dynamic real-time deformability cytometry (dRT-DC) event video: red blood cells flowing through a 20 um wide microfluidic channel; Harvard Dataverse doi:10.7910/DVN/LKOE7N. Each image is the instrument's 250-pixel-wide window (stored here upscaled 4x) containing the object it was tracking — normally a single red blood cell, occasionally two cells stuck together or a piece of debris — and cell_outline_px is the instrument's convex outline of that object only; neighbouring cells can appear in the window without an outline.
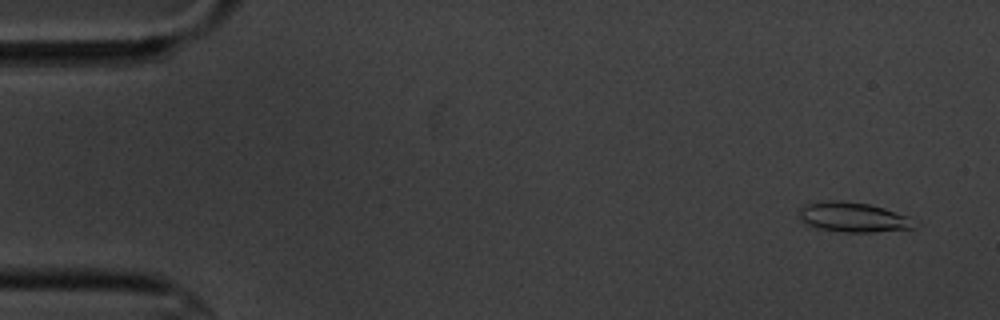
{"species": "common noctule bat (a hibernating species)", "species_latin": "Nyctalus noctula", "temperature_condition": "cold", "stored_images_in_passage": 5, "camera_frame_rate_fps": 3000, "um_per_image_px": 0.085, "animal": {"sex": "male", "body_mass_g": 20.1, "forearm_length_mm": 53.5}, "frame": {"image": 1, "passage_image": 1, "time_ms": 0.0, "image_size_px": [1000, 320], "cell_outline_px": [[916, 228], [872, 232], [844, 232], [816, 228], [804, 224], [800, 220], [800, 208], [804, 204], [828, 200], [840, 200], [868, 204], [884, 208], [908, 216]], "centroid_in_image_um": [72.46, 18.46], "position_along_channel_um": 12.5, "area_um2": 20.0}}